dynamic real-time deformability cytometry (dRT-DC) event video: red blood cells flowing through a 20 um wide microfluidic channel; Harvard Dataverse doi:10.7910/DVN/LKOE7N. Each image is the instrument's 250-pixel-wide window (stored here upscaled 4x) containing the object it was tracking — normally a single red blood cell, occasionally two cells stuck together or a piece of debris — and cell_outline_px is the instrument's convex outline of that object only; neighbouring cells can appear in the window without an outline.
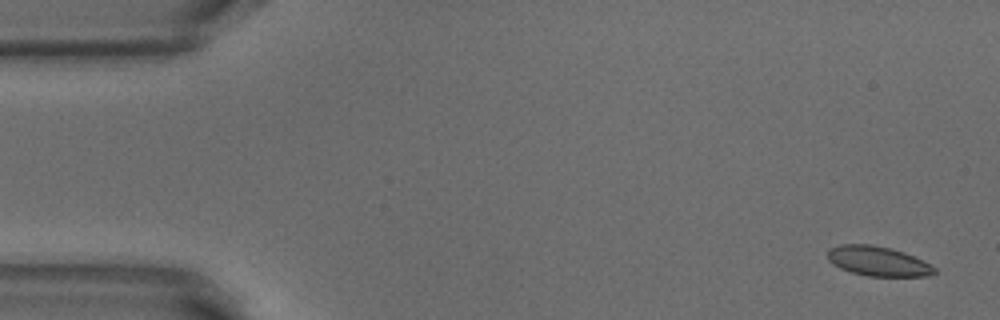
{"species": "common noctule bat (a hibernating species)", "species_latin": "Nyctalus noctula", "temperature_condition": "warm", "stored_images_in_passage": 52, "camera_frame_rate_fps": 3000, "um_per_image_px": 0.085, "animal": {"sex": "male", "body_mass_g": 18.8}, "frame": {"image": 1, "passage_image": 2, "time_ms": 0.333, "image_size_px": [1000, 320], "cell_outline_px": [[936, 272], [928, 276], [868, 276], [852, 272], [840, 268], [832, 264], [828, 260], [828, 248], [840, 244], [872, 244], [892, 248], [904, 252], [936, 268]], "centroid_in_image_um": [74.58, 22.19], "position_along_channel_um": 10.4, "area_um2": 18.44}}
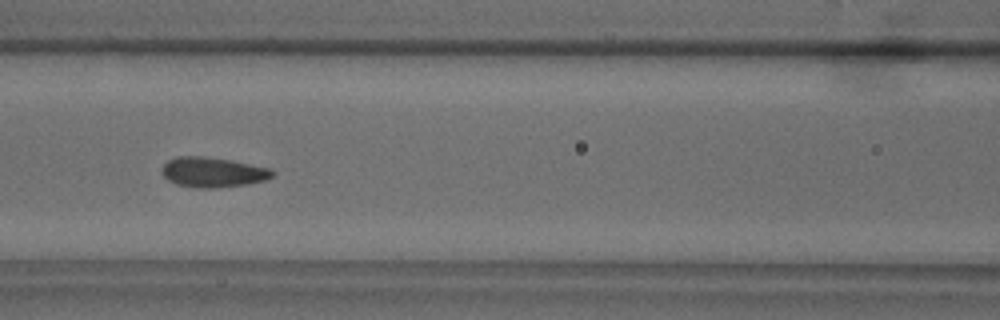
{"frame": {"image": 2, "passage_image": 22, "time_ms": 7.0, "image_size_px": [1000, 320], "cell_outline_px": [[276, 172], [272, 176], [264, 180], [248, 184], [216, 188], [196, 188], [176, 184], [168, 180], [160, 172], [160, 168], [168, 160], [176, 156], [204, 156], [232, 160], [268, 168]], "centroid_in_image_um": [18.04, 14.63], "position_along_channel_um": 148.6, "area_um2": 19.48}}
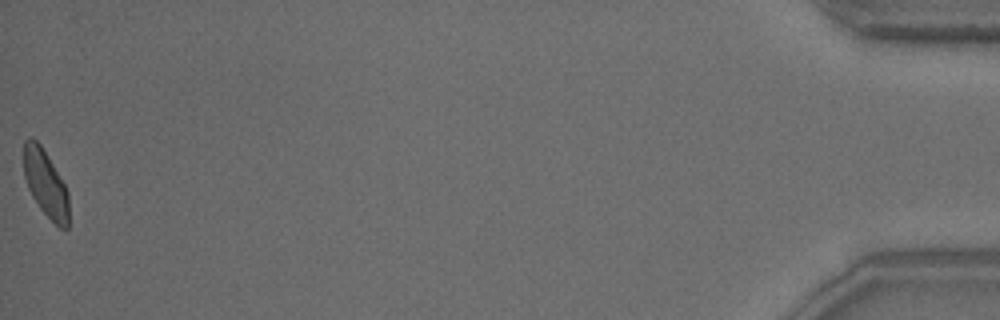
{"frame": {"image": 3, "passage_image": 52, "time_ms": 17.0, "image_size_px": [1000, 320], "cell_outline_px": [[68, 228], [60, 228], [40, 208], [32, 196], [28, 188], [24, 176], [24, 140], [28, 136], [32, 136], [40, 144], [64, 184], [68, 192]], "centroid_in_image_um": [3.85, 15.57], "position_along_channel_um": 431.3, "area_um2": 17.28}, "authors_computed_cell_mechanics": {"area_um2": 18.8428, "velocity_mm_per_s": 3.843, "shape_relaxation_time_tau1_ms": 3.4523, "shape_relaxation_time_tau2_ms": 0.9382, "deformation_change_tau1": 0.1215, "deformation_change_tau2": 0.0729}}